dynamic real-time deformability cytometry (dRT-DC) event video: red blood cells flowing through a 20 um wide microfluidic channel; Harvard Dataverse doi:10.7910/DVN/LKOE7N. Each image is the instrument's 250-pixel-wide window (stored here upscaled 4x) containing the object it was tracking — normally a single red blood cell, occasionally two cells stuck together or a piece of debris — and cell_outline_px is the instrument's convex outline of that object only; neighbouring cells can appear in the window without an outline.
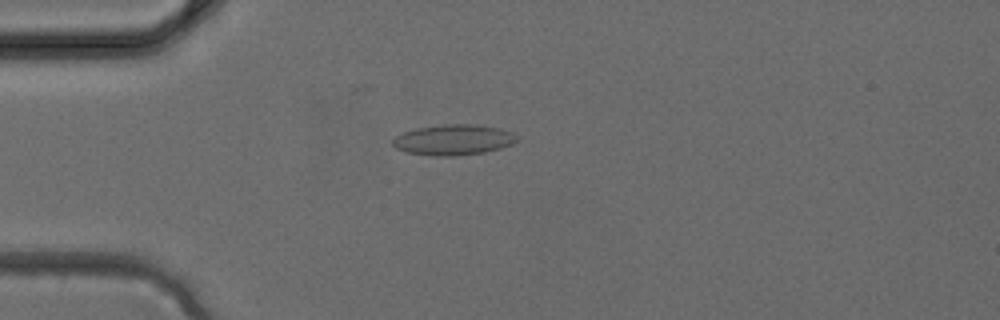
{"species": "common noctule bat (a hibernating species)", "species_latin": "Nyctalus noctula", "temperature_condition": "cold", "stored_images_in_passage": 2, "camera_frame_rate_fps": 3000, "um_per_image_px": 0.085, "animal": {"sex": "female", "body_mass_g": 24.6, "forearm_length_mm": 56.2}, "frame": {"image": 1, "passage_image": 2, "time_ms": 0.333, "image_size_px": [1000, 320], "cell_outline_px": [[520, 140], [512, 144], [500, 148], [484, 152], [452, 156], [432, 156], [404, 152], [396, 148], [392, 144], [392, 140], [396, 136], [404, 132], [416, 128], [444, 124], [476, 124], [500, 128], [512, 132]], "centroid_in_image_um": [38.54, 11.88], "position_along_channel_um": 46.5, "area_um2": 22.25}}